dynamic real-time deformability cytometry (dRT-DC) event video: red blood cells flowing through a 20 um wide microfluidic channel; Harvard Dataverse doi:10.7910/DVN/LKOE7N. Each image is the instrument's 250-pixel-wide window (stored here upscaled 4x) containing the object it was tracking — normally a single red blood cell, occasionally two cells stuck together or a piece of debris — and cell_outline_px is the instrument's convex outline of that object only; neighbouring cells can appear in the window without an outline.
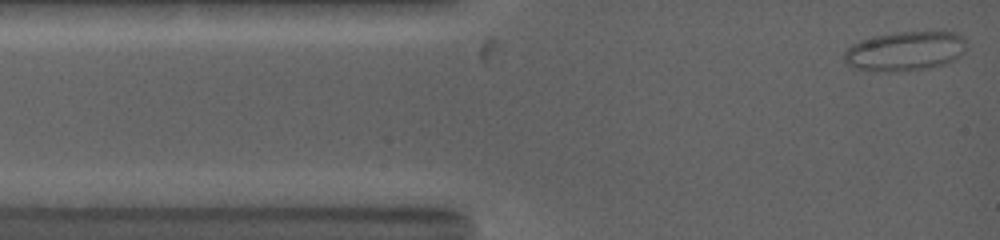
{"species": "common noctule bat (a hibernating species)", "species_latin": "Nyctalus noctula", "temperature_condition": "warm", "stored_images_in_passage": 34, "camera_frame_rate_fps": 5000, "um_per_image_px": 0.085, "animal": {"sex": "female", "body_mass_g": 19.0, "forearm_length_mm": 53.3}, "frame": {"image": 1, "passage_image": 1, "time_ms": 0.0, "image_size_px": [1000, 240], "cell_outline_px": [[964, 52], [956, 60], [944, 64], [928, 68], [892, 72], [888, 72], [856, 68], [848, 64], [844, 60], [844, 52], [852, 44], [860, 40], [876, 36], [900, 32], [940, 28], [956, 32], [964, 36]], "centroid_in_image_um": [77.02, 4.3], "position_along_channel_um": 8.0, "area_um2": 28.73}}
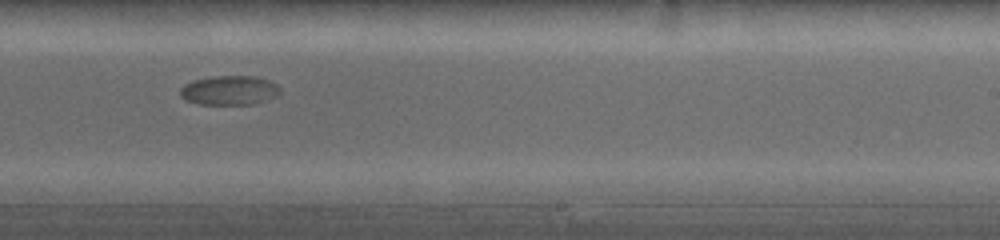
{"frame": {"image": 2, "passage_image": 24, "time_ms": 8.8, "image_size_px": [1000, 240], "cell_outline_px": [[280, 96], [256, 104], [196, 104], [184, 100], [180, 96], [180, 88], [184, 84], [192, 80], [212, 76], [252, 76], [268, 80], [276, 84], [280, 88]], "centroid_in_image_um": [19.49, 7.69], "position_along_channel_um": 269.5, "area_um2": 17.4}}
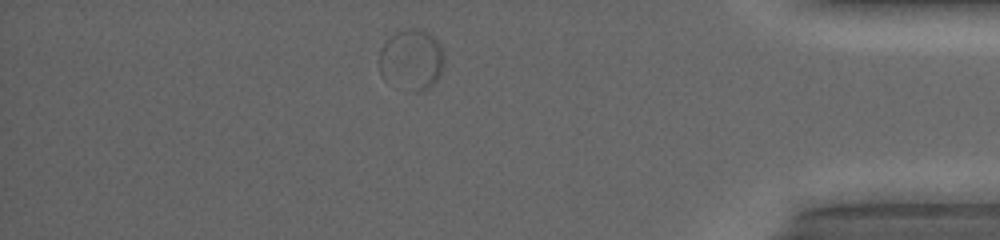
{"frame": {"image": 3, "passage_image": 34, "time_ms": 13.6, "image_size_px": [1000, 240], "cell_outline_px": [[444, 64], [440, 76], [428, 88], [420, 92], [408, 92], [380, 72], [380, 48], [396, 32], [408, 28], [416, 28], [428, 32], [440, 44], [444, 56]], "centroid_in_image_um": [35.03, 5.07], "position_along_channel_um": 400.2, "area_um2": 22.72}, "authors_computed_cell_mechanics": {"area_um2": 17.9758, "velocity_mm_per_s": 3.5373, "shape_relaxation_time_tau1_ms": 7.8011, "shape_relaxation_time_tau2_ms": null, "deformation_change_tau1": 0.0825, "deformation_change_tau2": null}}